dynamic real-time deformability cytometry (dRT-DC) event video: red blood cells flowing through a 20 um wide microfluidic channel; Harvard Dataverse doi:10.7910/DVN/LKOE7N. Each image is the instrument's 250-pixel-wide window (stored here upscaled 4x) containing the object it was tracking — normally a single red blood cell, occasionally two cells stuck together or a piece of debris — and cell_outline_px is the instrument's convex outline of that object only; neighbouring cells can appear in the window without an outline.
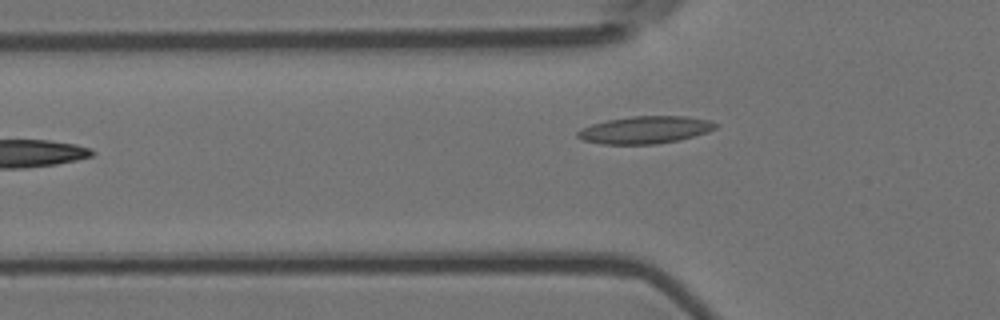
{"species": "Egyptian fruit bat (a non-hibernating species)", "species_latin": "Rousettus aegyptiacus", "temperature_condition": "room temperature", "stored_images_in_passage": 7, "camera_frame_rate_fps": 3000, "um_per_image_px": 0.085, "animal": {"sex": "female"}, "frame": {"image": 1, "passage_image": 7, "time_ms": 2.0, "image_size_px": [1000, 320], "cell_outline_px": [[720, 124], [716, 128], [708, 132], [676, 140], [656, 144], [600, 144], [584, 140], [576, 136], [576, 132], [592, 124], [608, 120], [632, 116], [684, 116], [712, 120]], "centroid_in_image_um": [54.87, 11.03], "position_along_channel_um": 70.9, "area_um2": 21.91}}